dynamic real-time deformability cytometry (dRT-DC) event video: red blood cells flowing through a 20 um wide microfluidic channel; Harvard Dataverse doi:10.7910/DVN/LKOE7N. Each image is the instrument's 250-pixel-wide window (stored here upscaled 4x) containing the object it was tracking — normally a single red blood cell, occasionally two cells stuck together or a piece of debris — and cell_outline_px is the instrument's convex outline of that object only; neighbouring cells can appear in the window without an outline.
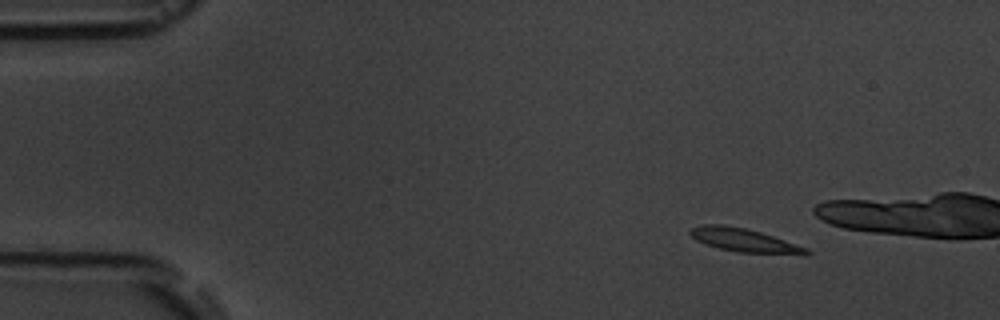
{"species": "common noctule bat (a hibernating species)", "species_latin": "Nyctalus noctula", "temperature_condition": "room temperature", "stored_images_in_passage": 4, "camera_frame_rate_fps": 3000, "um_per_image_px": 0.085, "animal": {"sex": "male", "body_mass_g": 19.5, "forearm_length_mm": 54.6}, "frame": {"image": 1, "passage_image": 1, "time_ms": 0.0, "image_size_px": [1000, 320], "cell_outline_px": [[812, 252], [808, 256], [804, 256], [736, 252], [704, 244], [696, 240], [688, 232], [692, 228], [700, 224], [724, 224], [744, 228], [760, 232], [808, 248]], "centroid_in_image_um": [63.33, 20.45], "position_along_channel_um": 21.7, "area_um2": 16.24}}